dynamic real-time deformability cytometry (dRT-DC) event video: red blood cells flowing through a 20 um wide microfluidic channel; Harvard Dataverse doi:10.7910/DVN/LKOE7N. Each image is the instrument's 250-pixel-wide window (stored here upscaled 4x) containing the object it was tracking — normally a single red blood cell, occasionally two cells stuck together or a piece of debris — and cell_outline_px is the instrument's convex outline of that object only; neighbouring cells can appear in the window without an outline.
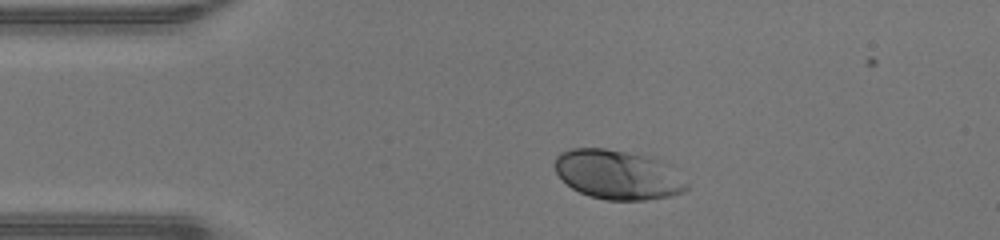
{"species": "human", "species_latin": "Homo sapiens", "temperature_condition": "warm", "stored_images_in_passage": 32, "camera_frame_rate_fps": 3000, "um_per_image_px": 0.085, "donor": {"sex": "male"}, "frame": {"image": 1, "passage_image": 1, "time_ms": 0.0, "image_size_px": [1000, 240], "cell_outline_px": [[688, 188], [684, 192], [668, 196], [644, 200], [608, 200], [588, 196], [572, 188], [556, 172], [552, 164], [556, 156], [560, 152], [572, 148], [604, 148], [652, 156], [688, 184]], "centroid_in_image_um": [52.43, 14.84], "position_along_channel_um": 32.6, "area_um2": 37.51}}
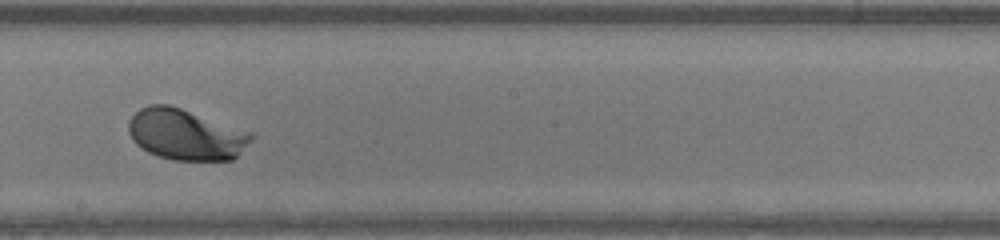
{"frame": {"image": 2, "passage_image": 18, "time_ms": 5.667, "image_size_px": [1000, 240], "cell_outline_px": [[252, 140], [232, 160], [172, 160], [148, 152], [136, 144], [132, 140], [128, 132], [128, 120], [140, 108], [148, 104], [168, 104], [252, 132]], "centroid_in_image_um": [15.75, 11.43], "position_along_channel_um": 232.4, "area_um2": 36.3}}
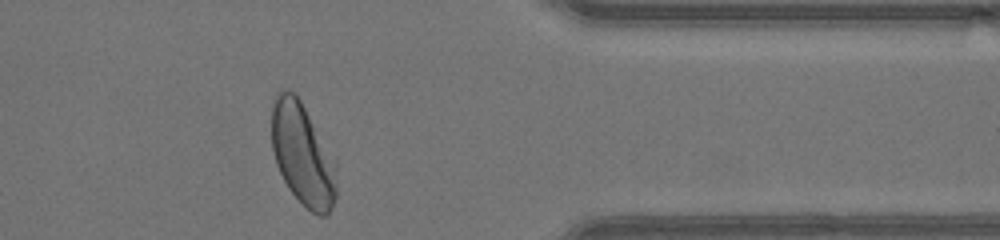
{"frame": {"image": 3, "passage_image": 30, "time_ms": 9.667, "image_size_px": [1000, 240], "cell_outline_px": [[336, 196], [332, 208], [328, 216], [320, 216], [312, 212], [288, 188], [276, 164], [272, 148], [272, 96], [280, 88], [288, 88], [300, 100], [336, 160]], "centroid_in_image_um": [25.72, 13.09], "position_along_channel_um": 385.7, "area_um2": 38.9}, "authors_computed_cell_mechanics": {"area_um2": 36.4718, "velocity_mm_per_s": 4.2963, "shape_relaxation_time_tau1_ms": 1.3703, "shape_relaxation_time_tau2_ms": null, "deformation_change_tau1": 0.1278, "deformation_change_tau2": null}}